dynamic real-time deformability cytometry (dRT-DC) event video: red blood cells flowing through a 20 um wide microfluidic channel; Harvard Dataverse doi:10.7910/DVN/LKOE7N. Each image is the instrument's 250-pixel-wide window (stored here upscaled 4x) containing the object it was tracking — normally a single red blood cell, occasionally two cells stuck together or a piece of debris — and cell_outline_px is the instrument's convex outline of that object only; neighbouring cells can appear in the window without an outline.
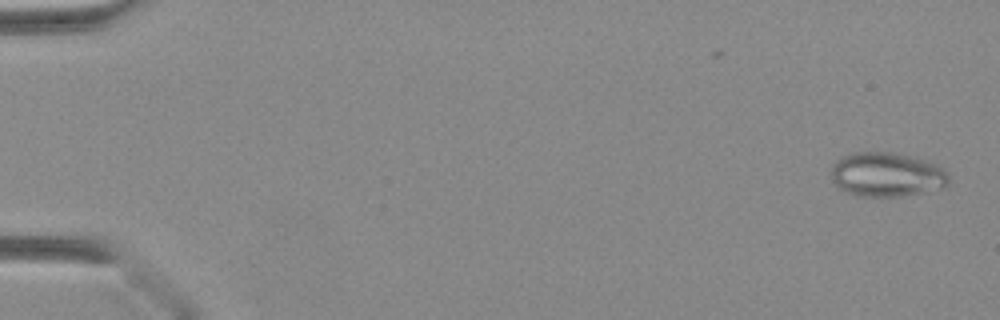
{"species": "Egyptian fruit bat (a non-hibernating species)", "species_latin": "Rousettus aegyptiacus", "temperature_condition": "warm", "stored_images_in_passage": 43, "camera_frame_rate_fps": 3000, "um_per_image_px": 0.085, "animal": {"sex": "female"}, "frame": {"image": 1, "passage_image": 2, "time_ms": 0.333, "image_size_px": [1000, 320], "cell_outline_px": [[948, 184], [944, 188], [924, 192], [900, 196], [860, 196], [848, 192], [840, 188], [832, 180], [832, 164], [836, 160], [852, 152], [888, 152], [908, 156], [924, 160], [936, 164], [944, 168], [948, 172]], "centroid_in_image_um": [75.39, 14.84], "position_along_channel_um": 9.6, "area_um2": 30.23}}
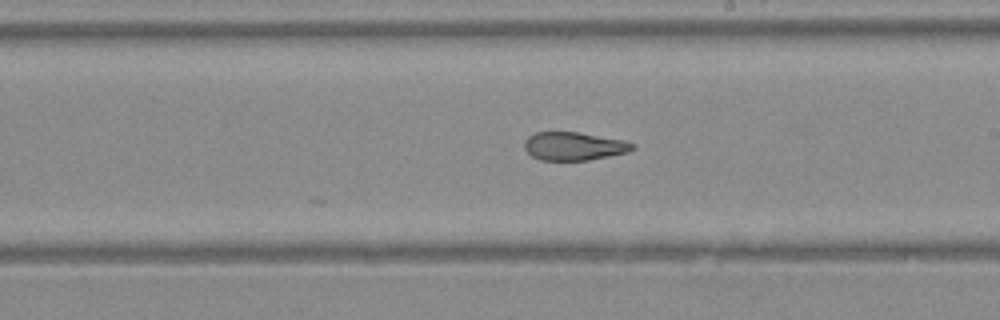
{"frame": {"image": 2, "passage_image": 26, "time_ms": 8.333, "image_size_px": [1000, 320], "cell_outline_px": [[636, 148], [628, 152], [588, 160], [540, 160], [532, 156], [524, 148], [524, 140], [528, 136], [536, 132], [580, 132], [624, 140], [636, 144]], "centroid_in_image_um": [48.79, 12.42], "position_along_channel_um": 240.2, "area_um2": 17.92}}
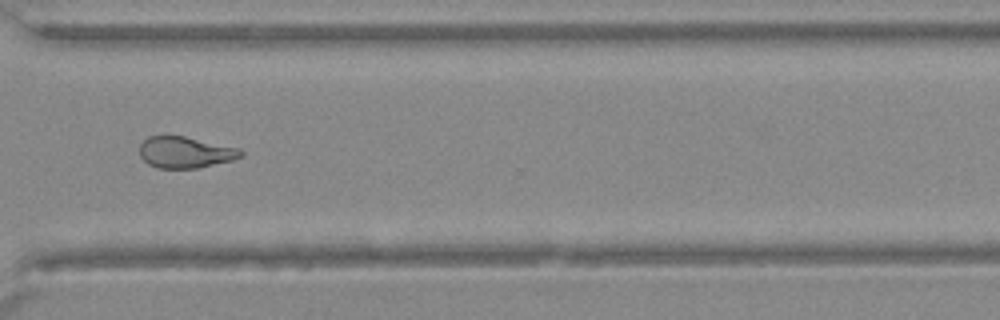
{"frame": {"image": 3, "passage_image": 33, "time_ms": 10.667, "image_size_px": [1000, 320], "cell_outline_px": [[244, 156], [232, 160], [196, 168], [156, 168], [148, 164], [140, 156], [140, 144], [148, 136], [184, 136], [240, 148], [244, 152]], "centroid_in_image_um": [15.76, 12.94], "position_along_channel_um": 354.8, "area_um2": 18.5}}